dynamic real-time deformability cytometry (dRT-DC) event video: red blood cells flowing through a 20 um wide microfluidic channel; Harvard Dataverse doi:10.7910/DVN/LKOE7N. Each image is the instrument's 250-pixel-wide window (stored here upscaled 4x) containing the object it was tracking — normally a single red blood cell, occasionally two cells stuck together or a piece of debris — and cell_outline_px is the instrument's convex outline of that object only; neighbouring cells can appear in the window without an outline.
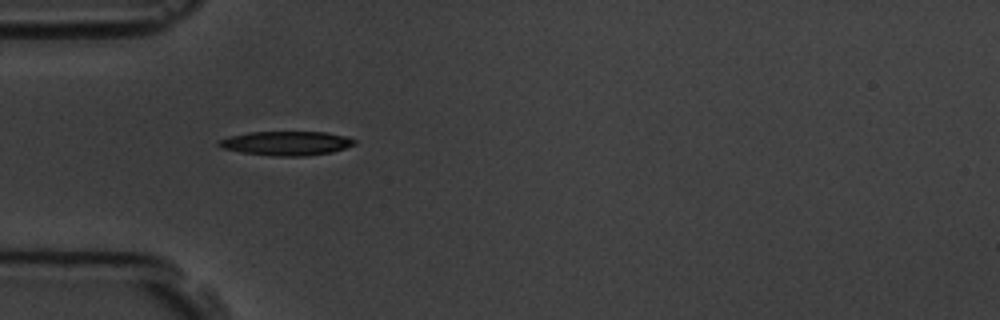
{"species": "common noctule bat (a hibernating species)", "species_latin": "Nyctalus noctula", "temperature_condition": "room temperature", "stored_images_in_passage": 7, "camera_frame_rate_fps": 3000, "um_per_image_px": 0.085, "animal": {"sex": "male", "body_mass_g": 19.5, "forearm_length_mm": 54.6}, "frame": {"image": 1, "passage_image": 1, "time_ms": 0.0, "image_size_px": [1000, 320], "cell_outline_px": [[356, 144], [332, 152], [304, 156], [276, 156], [240, 152], [224, 148], [216, 144], [216, 140], [228, 136], [248, 132], [328, 132], [348, 136], [356, 140]], "centroid_in_image_um": [24.33, 12.17], "position_along_channel_um": 60.7, "area_um2": 19.25}}
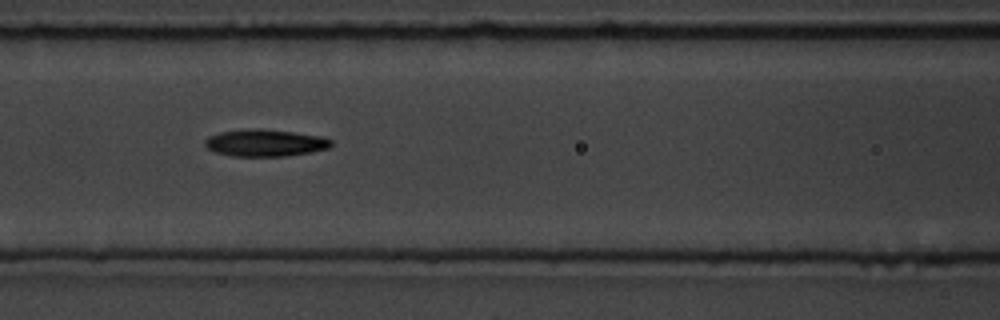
{"frame": {"image": 2, "passage_image": 3, "time_ms": 2.333, "image_size_px": [1000, 320], "cell_outline_px": [[332, 144], [328, 148], [288, 156], [232, 156], [216, 152], [208, 148], [204, 144], [204, 140], [208, 136], [220, 132], [252, 128], [260, 128], [324, 136], [332, 140]], "centroid_in_image_um": [22.53, 12.14], "position_along_channel_um": 144.1, "area_um2": 19.88}}
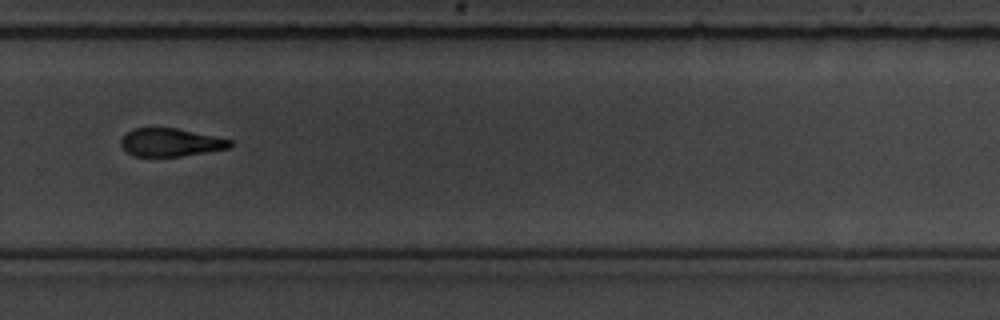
{"frame": {"image": 3, "passage_image": 7, "time_ms": 7.0, "image_size_px": [1000, 320], "cell_outline_px": [[232, 144], [228, 148], [180, 156], [132, 156], [120, 144], [120, 140], [132, 128], [176, 128], [232, 140]], "centroid_in_image_um": [14.46, 12.1], "position_along_channel_um": 315.3, "area_um2": 17.51}}